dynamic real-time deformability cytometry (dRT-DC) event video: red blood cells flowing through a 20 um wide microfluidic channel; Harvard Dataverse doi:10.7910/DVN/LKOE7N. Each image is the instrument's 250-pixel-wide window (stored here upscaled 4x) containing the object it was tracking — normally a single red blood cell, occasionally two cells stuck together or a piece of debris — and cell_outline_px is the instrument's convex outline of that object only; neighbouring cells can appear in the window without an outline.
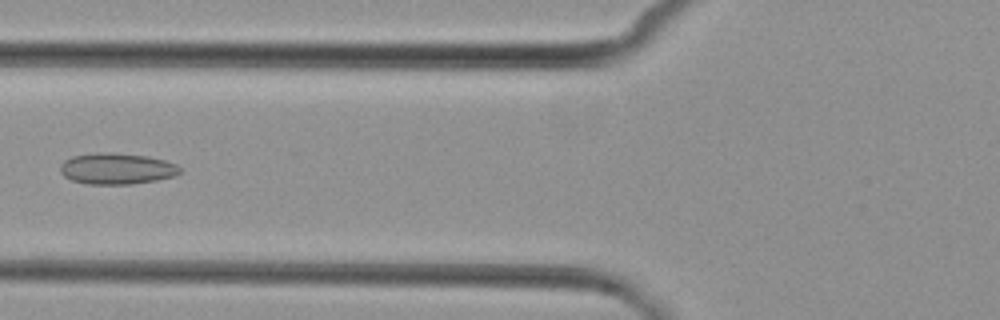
{"species": "common noctule bat (a hibernating species)", "species_latin": "Nyctalus noctula", "temperature_condition": "cold", "stored_images_in_passage": 7, "camera_frame_rate_fps": 3000, "um_per_image_px": 0.085, "animal": {"sex": "female", "body_mass_g": 29.2, "forearm_length_mm": 56.3}, "frame": {"image": 1, "passage_image": 6, "time_ms": 6.0, "image_size_px": [1000, 320], "cell_outline_px": [[180, 172], [176, 176], [156, 180], [132, 184], [88, 184], [72, 180], [64, 176], [60, 172], [60, 164], [64, 160], [72, 156], [96, 152], [112, 152], [148, 156], [164, 160], [176, 164], [180, 168]], "centroid_in_image_um": [9.91, 14.33], "position_along_channel_um": 115.9, "area_um2": 21.91}}
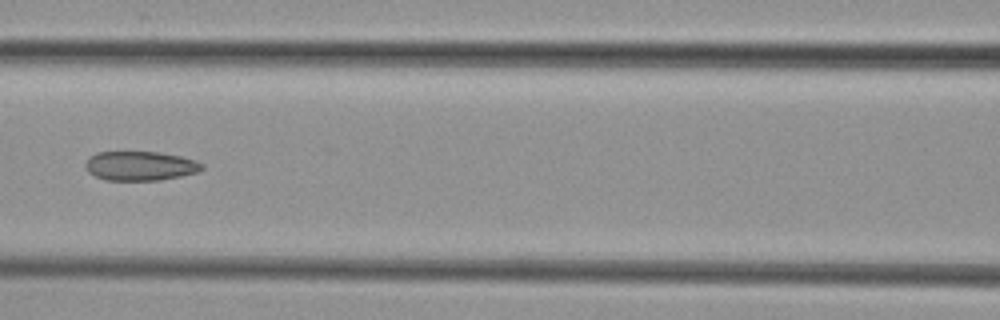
{"frame": {"image": 2, "passage_image": 7, "time_ms": 7.0, "image_size_px": [1000, 320], "cell_outline_px": [[204, 168], [200, 172], [160, 180], [104, 180], [88, 172], [84, 168], [84, 164], [88, 156], [96, 152], [160, 152], [180, 156], [196, 160], [204, 164]], "centroid_in_image_um": [11.91, 14.1], "position_along_channel_um": 154.7, "area_um2": 20.17}}